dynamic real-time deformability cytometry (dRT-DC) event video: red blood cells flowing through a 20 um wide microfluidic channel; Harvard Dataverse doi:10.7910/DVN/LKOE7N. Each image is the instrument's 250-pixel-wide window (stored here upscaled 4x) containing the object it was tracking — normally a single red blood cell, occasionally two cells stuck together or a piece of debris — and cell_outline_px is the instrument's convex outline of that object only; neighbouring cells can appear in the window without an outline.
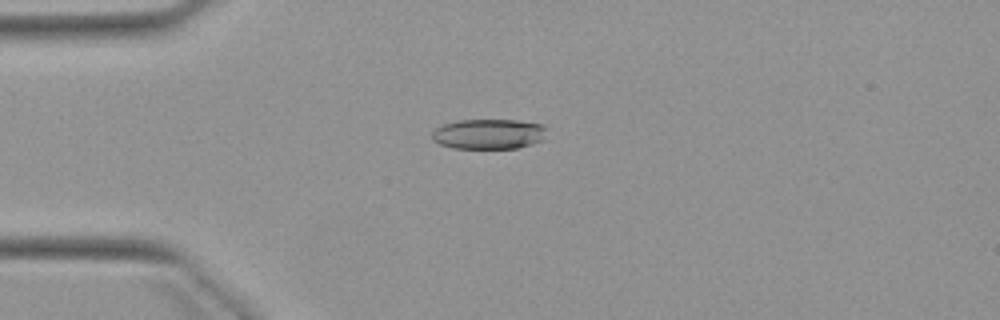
{"species": "Egyptian fruit bat (a non-hibernating species)", "species_latin": "Rousettus aegyptiacus", "temperature_condition": "warm", "stored_images_in_passage": 5, "camera_frame_rate_fps": 3000, "um_per_image_px": 0.085, "animal": {"sex": "female"}, "frame": {"image": 1, "passage_image": 4, "time_ms": 3.333, "image_size_px": [1000, 320], "cell_outline_px": [[544, 140], [532, 144], [516, 148], [452, 148], [440, 144], [432, 140], [432, 132], [436, 128], [444, 124], [456, 120], [516, 120], [540, 124], [544, 128]], "centroid_in_image_um": [41.5, 11.39], "position_along_channel_um": 43.5, "area_um2": 20.06}}
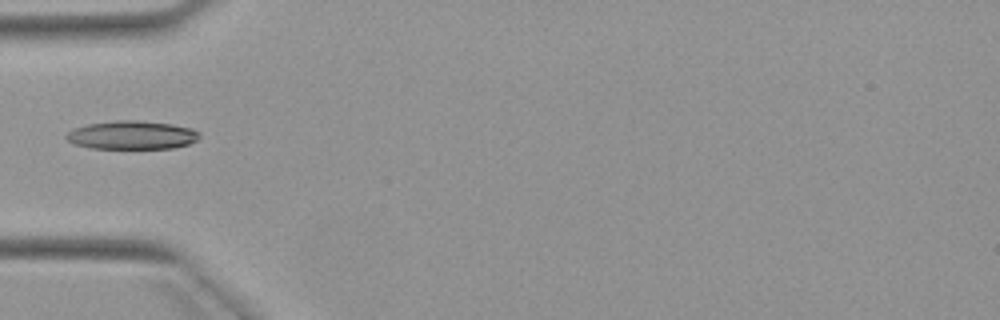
{"frame": {"image": 2, "passage_image": 5, "time_ms": 4.667, "image_size_px": [1000, 320], "cell_outline_px": [[200, 136], [196, 140], [188, 144], [172, 148], [92, 148], [76, 144], [68, 140], [64, 136], [72, 128], [88, 124], [116, 120], [136, 120], [172, 124], [192, 128], [200, 132]], "centroid_in_image_um": [11.22, 11.47], "position_along_channel_um": 73.8, "area_um2": 22.02}}